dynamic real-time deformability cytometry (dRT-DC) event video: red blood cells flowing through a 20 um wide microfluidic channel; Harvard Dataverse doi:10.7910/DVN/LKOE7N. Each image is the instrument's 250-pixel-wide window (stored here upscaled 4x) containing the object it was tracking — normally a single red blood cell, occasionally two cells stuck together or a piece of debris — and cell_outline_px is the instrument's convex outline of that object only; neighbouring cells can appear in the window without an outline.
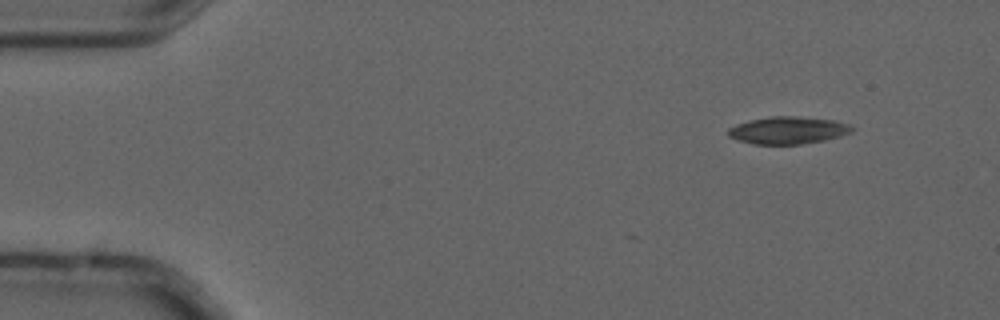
{"species": "common noctule bat (a hibernating species)", "species_latin": "Nyctalus noctula", "temperature_condition": "cold", "stored_images_in_passage": 5, "camera_frame_rate_fps": 3000, "um_per_image_px": 0.085, "animal": {"sex": "male", "forearm_length_mm": 52.5}, "frame": {"image": 1, "passage_image": 2, "time_ms": 0.333, "image_size_px": [1000, 320], "cell_outline_px": [[856, 128], [852, 132], [840, 136], [824, 140], [800, 144], [752, 144], [736, 140], [728, 136], [728, 128], [736, 124], [748, 120], [772, 116], [796, 116], [836, 120], [848, 124]], "centroid_in_image_um": [66.97, 11.07], "position_along_channel_um": 18.0, "area_um2": 19.88}}
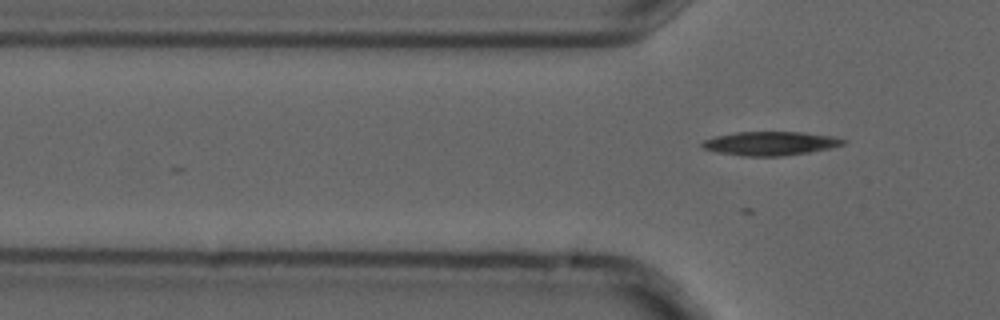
{"frame": {"image": 2, "passage_image": 5, "time_ms": 1.333, "image_size_px": [1000, 320], "cell_outline_px": [[848, 140], [844, 144], [832, 148], [808, 152], [780, 156], [744, 156], [716, 152], [704, 148], [700, 144], [704, 140], [716, 136], [736, 132], [804, 132], [836, 136]], "centroid_in_image_um": [65.53, 12.18], "position_along_channel_um": 60.3, "area_um2": 19.65}}